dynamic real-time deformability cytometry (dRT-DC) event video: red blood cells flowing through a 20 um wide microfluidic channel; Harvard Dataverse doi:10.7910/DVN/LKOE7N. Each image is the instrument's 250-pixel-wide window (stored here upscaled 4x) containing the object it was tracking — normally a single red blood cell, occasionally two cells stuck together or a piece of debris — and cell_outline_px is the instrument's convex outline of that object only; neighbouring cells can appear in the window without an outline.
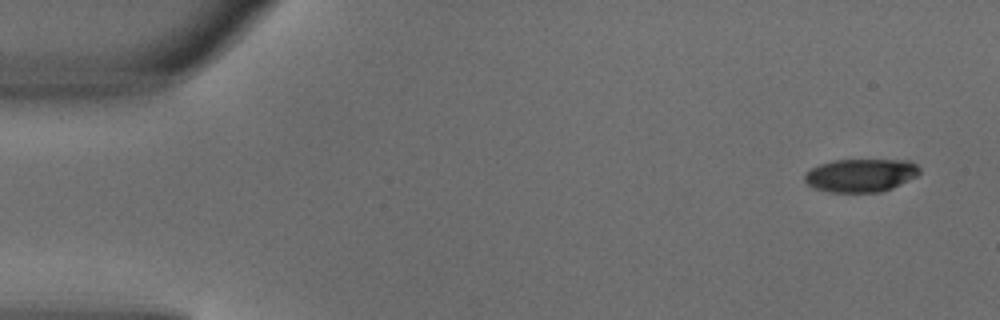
{"species": "common noctule bat (a hibernating species)", "species_latin": "Nyctalus noctula", "temperature_condition": "warm", "stored_images_in_passage": 4, "camera_frame_rate_fps": 3000, "um_per_image_px": 0.085, "animal": {"sex": "male", "body_mass_g": 18.8}, "frame": {"image": 1, "passage_image": 1, "time_ms": 0.0, "image_size_px": [1000, 320], "cell_outline_px": [[920, 172], [916, 176], [892, 188], [880, 192], [828, 192], [812, 188], [804, 180], [804, 176], [812, 168], [820, 164], [836, 160], [908, 160], [916, 164], [920, 168]], "centroid_in_image_um": [73.16, 14.9], "position_along_channel_um": 11.8, "area_um2": 22.14}}
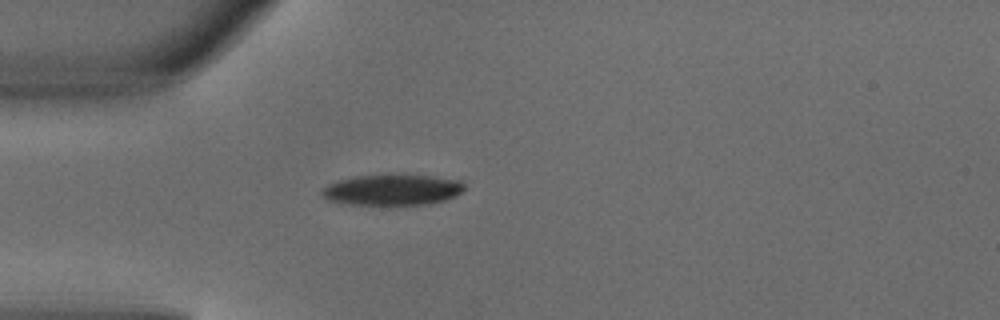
{"frame": {"image": 2, "passage_image": 4, "time_ms": 1.0, "image_size_px": [1000, 320], "cell_outline_px": [[464, 188], [456, 196], [444, 200], [428, 204], [340, 204], [328, 200], [320, 192], [328, 184], [340, 180], [356, 176], [432, 176], [460, 180], [464, 184]], "centroid_in_image_um": [33.34, 16.15], "position_along_channel_um": 51.7, "area_um2": 25.03}}